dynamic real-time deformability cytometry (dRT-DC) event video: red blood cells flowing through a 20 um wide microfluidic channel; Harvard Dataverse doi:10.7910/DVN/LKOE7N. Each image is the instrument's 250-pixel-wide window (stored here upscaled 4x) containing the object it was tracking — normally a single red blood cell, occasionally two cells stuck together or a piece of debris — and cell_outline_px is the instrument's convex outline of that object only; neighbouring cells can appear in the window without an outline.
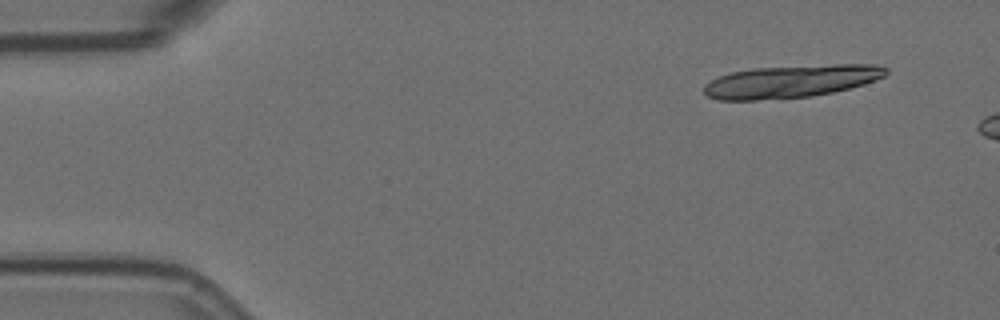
{"species": "Egyptian fruit bat (a non-hibernating species)", "species_latin": "Rousettus aegyptiacus", "temperature_condition": "room temperature", "stored_images_in_passage": 3, "camera_frame_rate_fps": 3000, "um_per_image_px": 0.085, "animal": {"sex": "female"}, "frame": {"image": 1, "passage_image": 1, "time_ms": 0.0, "image_size_px": [1000, 320], "cell_outline_px": [[888, 72], [884, 76], [876, 80], [864, 84], [832, 92], [812, 96], [756, 100], [716, 100], [708, 96], [704, 92], [704, 84], [720, 76], [732, 72], [752, 68], [832, 64], [880, 64], [888, 68]], "centroid_in_image_um": [67.27, 6.9], "position_along_channel_um": 17.7, "area_um2": 34.68}}